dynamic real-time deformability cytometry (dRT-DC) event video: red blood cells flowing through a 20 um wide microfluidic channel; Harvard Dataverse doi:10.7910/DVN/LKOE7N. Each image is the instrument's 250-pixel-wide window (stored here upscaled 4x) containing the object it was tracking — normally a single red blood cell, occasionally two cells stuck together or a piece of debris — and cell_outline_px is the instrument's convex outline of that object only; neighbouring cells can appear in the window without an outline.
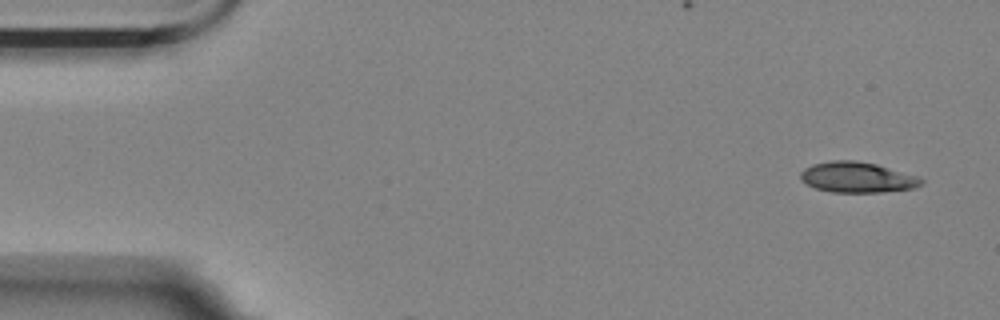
{"species": "Egyptian fruit bat (a non-hibernating species)", "species_latin": "Rousettus aegyptiacus", "temperature_condition": "room temperature", "stored_images_in_passage": 2, "camera_frame_rate_fps": 3000, "um_per_image_px": 0.085, "animal": {"sex": "female"}, "frame": {"image": 1, "passage_image": 1, "time_ms": 0.0, "image_size_px": [1000, 320], "cell_outline_px": [[924, 184], [916, 188], [880, 192], [832, 192], [816, 188], [800, 180], [800, 172], [804, 168], [812, 164], [832, 160], [856, 160], [876, 164], [920, 176], [924, 180]], "centroid_in_image_um": [72.9, 15.06], "position_along_channel_um": 12.1, "area_um2": 21.73}}